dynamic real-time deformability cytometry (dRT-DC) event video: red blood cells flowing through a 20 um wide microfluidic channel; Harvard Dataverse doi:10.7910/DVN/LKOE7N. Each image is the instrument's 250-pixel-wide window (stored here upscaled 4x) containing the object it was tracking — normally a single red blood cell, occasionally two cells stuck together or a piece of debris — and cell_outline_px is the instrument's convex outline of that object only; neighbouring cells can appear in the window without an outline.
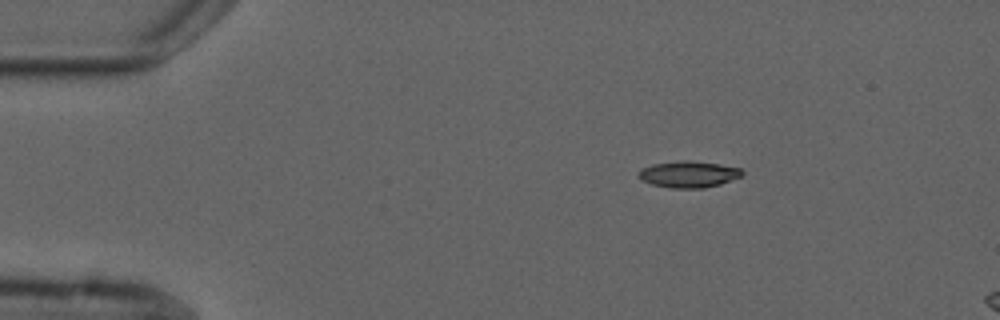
{"species": "common noctule bat (a hibernating species)", "species_latin": "Nyctalus noctula", "temperature_condition": "cold", "stored_images_in_passage": 3, "segment_of_instrument_passage": [1, 2], "camera_frame_rate_fps": 3000, "um_per_image_px": 0.085, "animal": {"sex": "male", "forearm_length_mm": 52.5}, "frame": {"image": 1, "passage_image": 1, "time_ms": 0.0, "image_size_px": [1000, 320], "cell_outline_px": [[744, 172], [740, 176], [720, 184], [704, 188], [672, 188], [652, 184], [640, 180], [640, 172], [644, 168], [652, 164], [684, 160], [720, 164], [740, 168]], "centroid_in_image_um": [58.54, 14.81], "position_along_channel_um": 26.5, "area_um2": 15.66}}